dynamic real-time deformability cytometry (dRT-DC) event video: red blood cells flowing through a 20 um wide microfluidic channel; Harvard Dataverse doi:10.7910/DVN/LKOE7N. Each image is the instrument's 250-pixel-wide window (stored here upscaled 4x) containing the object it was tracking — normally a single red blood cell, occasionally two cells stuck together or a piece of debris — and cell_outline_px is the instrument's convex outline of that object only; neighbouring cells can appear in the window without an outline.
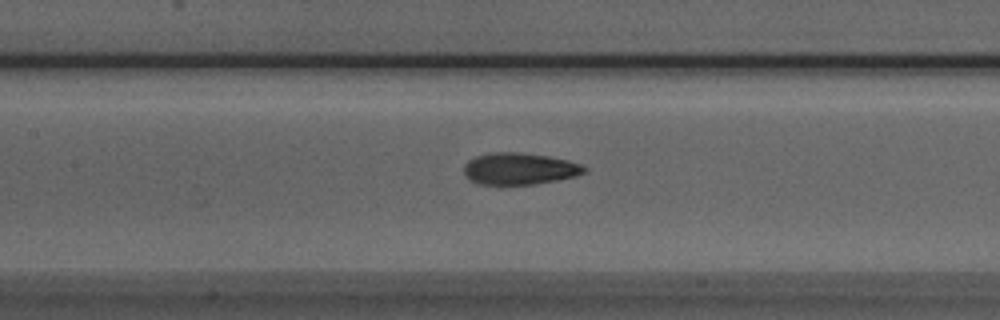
{"species": "Egyptian fruit bat (a non-hibernating species)", "species_latin": "Rousettus aegyptiacus", "temperature_condition": "room temperature", "stored_images_in_passage": 50, "camera_frame_rate_fps": 3000, "um_per_image_px": 0.085, "animal": {"sex": "male"}, "frame": {"image": 1, "passage_image": 24, "time_ms": 7.667, "image_size_px": [1000, 320], "cell_outline_px": [[588, 172], [576, 176], [536, 184], [476, 184], [468, 180], [464, 172], [464, 164], [468, 160], [476, 156], [488, 152], [520, 152], [548, 156], [568, 160], [580, 164], [588, 168]], "centroid_in_image_um": [44.15, 14.34], "position_along_channel_um": 163.3, "area_um2": 22.54}}
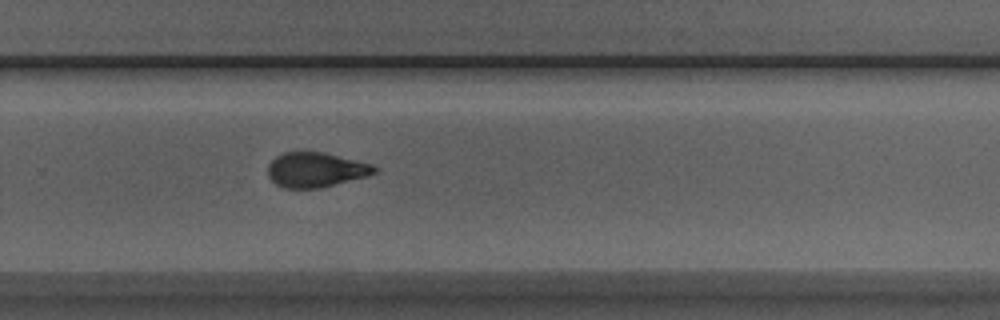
{"frame": {"image": 2, "passage_image": 35, "time_ms": 11.333, "image_size_px": [1000, 320], "cell_outline_px": [[376, 172], [368, 176], [320, 188], [284, 188], [276, 184], [268, 176], [268, 164], [276, 156], [284, 152], [324, 152], [372, 164], [376, 168]], "centroid_in_image_um": [26.83, 14.43], "position_along_channel_um": 303.0, "area_um2": 21.56}}
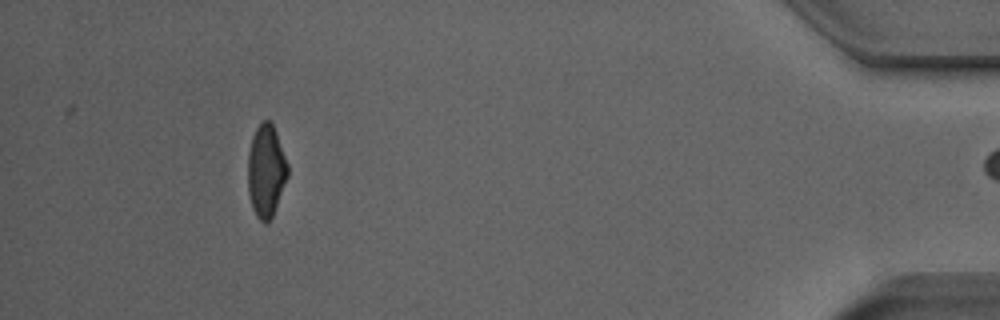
{"frame": {"image": 3, "passage_image": 49, "time_ms": 16.0, "image_size_px": [1000, 320], "cell_outline_px": [[288, 176], [272, 216], [268, 224], [264, 224], [256, 216], [252, 208], [248, 192], [248, 152], [252, 136], [256, 128], [264, 120], [268, 120], [272, 124], [276, 132], [288, 164]], "centroid_in_image_um": [22.6, 14.55], "position_along_channel_um": 412.6, "area_um2": 21.44}}